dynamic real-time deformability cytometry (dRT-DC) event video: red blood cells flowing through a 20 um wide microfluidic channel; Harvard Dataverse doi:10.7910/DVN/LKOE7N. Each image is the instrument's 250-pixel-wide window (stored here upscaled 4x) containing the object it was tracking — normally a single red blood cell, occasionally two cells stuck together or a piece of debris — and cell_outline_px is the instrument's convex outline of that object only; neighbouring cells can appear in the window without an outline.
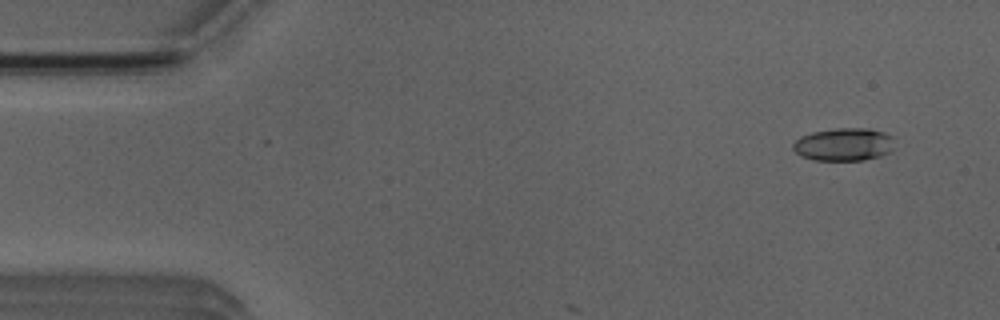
{"species": "Egyptian fruit bat (a non-hibernating species)", "species_latin": "Rousettus aegyptiacus", "temperature_condition": "room temperature", "stored_images_in_passage": 3, "camera_frame_rate_fps": 3000, "um_per_image_px": 0.085, "animal": {"sex": "male"}, "frame": {"image": 1, "passage_image": 1, "time_ms": 0.0, "image_size_px": [1000, 320], "cell_outline_px": [[892, 152], [880, 156], [864, 160], [816, 160], [800, 156], [792, 148], [792, 144], [800, 136], [812, 132], [836, 128], [868, 128], [884, 132], [892, 136]], "centroid_in_image_um": [71.72, 12.27], "position_along_channel_um": 13.3, "area_um2": 19.54}}